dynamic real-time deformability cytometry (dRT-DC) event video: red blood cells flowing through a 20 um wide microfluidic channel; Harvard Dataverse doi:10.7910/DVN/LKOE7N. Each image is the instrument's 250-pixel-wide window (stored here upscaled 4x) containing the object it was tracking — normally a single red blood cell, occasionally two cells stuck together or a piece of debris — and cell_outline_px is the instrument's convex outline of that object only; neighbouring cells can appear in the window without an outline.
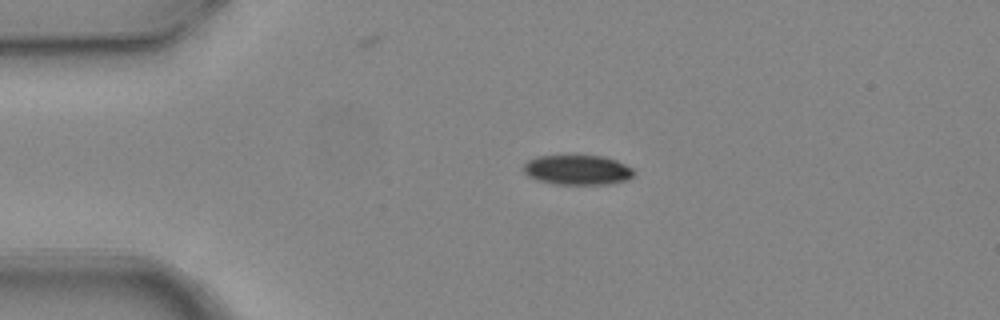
{"species": "common noctule bat (a hibernating species)", "species_latin": "Nyctalus noctula", "temperature_condition": "warm", "stored_images_in_passage": 2, "camera_frame_rate_fps": 3000, "um_per_image_px": 0.085, "animal": {"sex": "female", "body_mass_g": 24.6, "forearm_length_mm": 56.2}, "frame": {"image": 1, "passage_image": 1, "time_ms": 0.0, "image_size_px": [1000, 320], "cell_outline_px": [[632, 176], [628, 180], [608, 184], [552, 184], [536, 180], [528, 176], [524, 172], [524, 164], [528, 160], [536, 156], [604, 156], [616, 160], [632, 168]], "centroid_in_image_um": [49.05, 14.45], "position_along_channel_um": 35.9, "area_um2": 19.13}}